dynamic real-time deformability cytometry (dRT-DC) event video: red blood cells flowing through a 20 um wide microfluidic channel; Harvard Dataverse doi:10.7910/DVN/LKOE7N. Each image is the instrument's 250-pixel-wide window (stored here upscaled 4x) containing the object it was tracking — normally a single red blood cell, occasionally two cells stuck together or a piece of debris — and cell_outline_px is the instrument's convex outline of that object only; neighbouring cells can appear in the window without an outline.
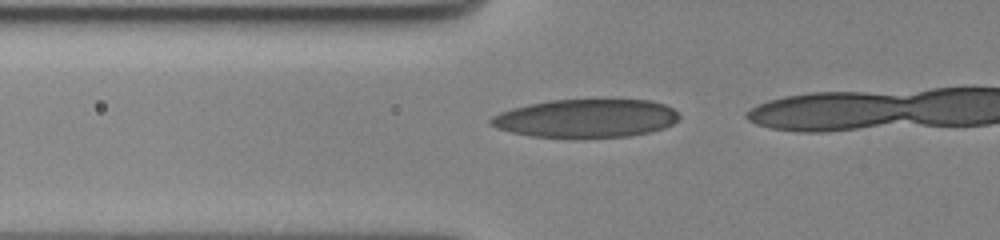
{"species": "human", "species_latin": "Homo sapiens", "temperature_condition": "cold", "stored_images_in_passage": 24, "camera_frame_rate_fps": 3000, "um_per_image_px": 0.085, "donor": {"sex": "female"}, "frame": {"image": 1, "passage_image": 18, "time_ms": 5.667, "image_size_px": [1000, 240], "cell_outline_px": [[680, 116], [672, 124], [664, 128], [648, 132], [628, 136], [580, 140], [564, 140], [532, 136], [512, 132], [496, 128], [488, 124], [488, 120], [492, 116], [500, 112], [512, 108], [528, 104], [552, 100], [652, 100], [664, 104], [672, 108]], "centroid_in_image_um": [49.76, 10.1], "position_along_channel_um": 76.0, "area_um2": 43.06}}
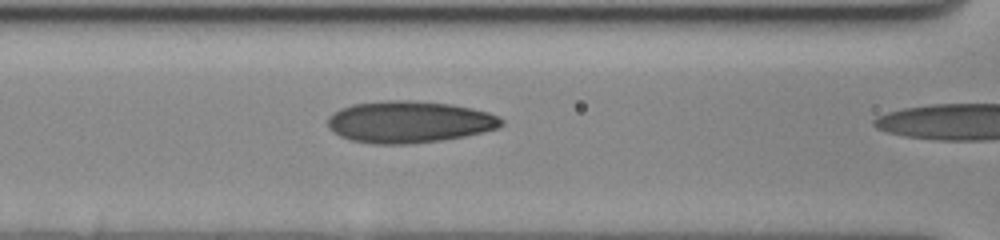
{"frame": {"image": 2, "passage_image": 23, "time_ms": 7.333, "image_size_px": [1000, 240], "cell_outline_px": [[504, 124], [500, 128], [484, 132], [464, 136], [440, 140], [408, 144], [376, 144], [352, 140], [340, 136], [332, 132], [328, 128], [328, 116], [332, 112], [340, 108], [352, 104], [384, 100], [408, 100], [452, 104], [472, 108], [488, 112], [504, 120]], "centroid_in_image_um": [34.77, 10.35], "position_along_channel_um": 131.8, "area_um2": 42.54}}